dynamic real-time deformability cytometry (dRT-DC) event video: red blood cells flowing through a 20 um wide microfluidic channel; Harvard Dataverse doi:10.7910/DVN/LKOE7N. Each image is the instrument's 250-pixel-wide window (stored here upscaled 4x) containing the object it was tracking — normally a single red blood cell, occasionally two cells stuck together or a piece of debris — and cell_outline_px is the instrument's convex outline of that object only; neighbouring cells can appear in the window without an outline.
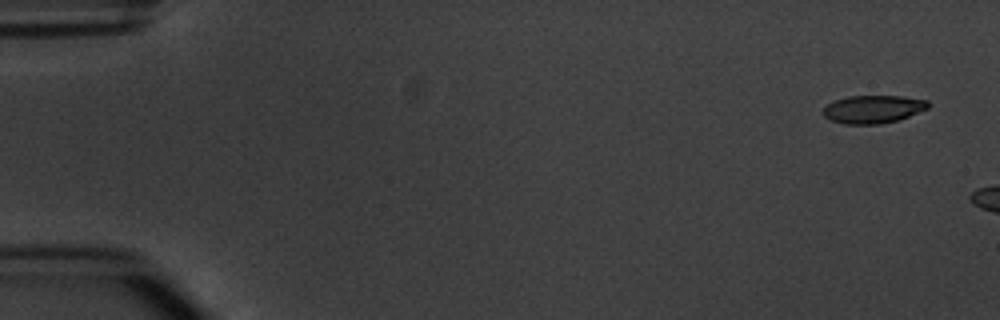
{"species": "common noctule bat (a hibernating species)", "species_latin": "Nyctalus noctula", "temperature_condition": "warm", "stored_images_in_passage": 3, "camera_frame_rate_fps": 3000, "um_per_image_px": 0.085, "animal": {"sex": "male", "body_mass_g": 20.1, "forearm_length_mm": 53.5}, "frame": {"image": 1, "passage_image": 1, "time_ms": 0.0, "image_size_px": [1000, 320], "cell_outline_px": [[928, 108], [900, 120], [880, 124], [844, 124], [832, 120], [824, 116], [820, 112], [828, 104], [836, 100], [848, 96], [900, 96], [928, 100]], "centroid_in_image_um": [74.21, 9.29], "position_along_channel_um": 10.8, "area_um2": 17.11}}